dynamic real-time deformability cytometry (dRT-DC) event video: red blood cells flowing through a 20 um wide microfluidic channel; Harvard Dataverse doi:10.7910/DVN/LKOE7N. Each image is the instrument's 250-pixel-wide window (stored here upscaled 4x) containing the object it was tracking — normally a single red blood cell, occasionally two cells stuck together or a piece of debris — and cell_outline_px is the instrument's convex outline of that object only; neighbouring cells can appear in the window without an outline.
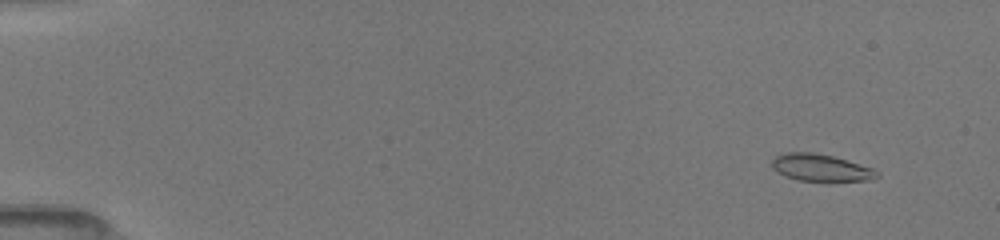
{"species": "common noctule bat (a hibernating species)", "species_latin": "Nyctalus noctula", "temperature_condition": "room temperature", "stored_images_in_passage": 52, "camera_frame_rate_fps": 3000, "um_per_image_px": 0.085, "animal": {"sex": "female", "body_mass_g": 19.5, "forearm_length_mm": 54.1}, "frame": {"image": 1, "passage_image": 5, "time_ms": 1.333, "image_size_px": [1000, 240], "cell_outline_px": [[880, 176], [872, 180], [828, 184], [796, 180], [784, 176], [776, 172], [772, 168], [772, 160], [776, 156], [784, 152], [816, 152], [832, 156], [872, 168], [880, 172]], "centroid_in_image_um": [69.79, 14.32], "position_along_channel_um": 15.2, "area_um2": 17.57}}
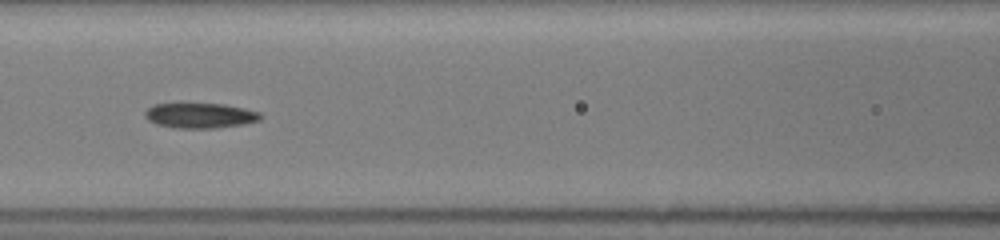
{"frame": {"image": 2, "passage_image": 25, "time_ms": 8.0, "image_size_px": [1000, 240], "cell_outline_px": [[264, 116], [260, 120], [244, 124], [216, 128], [176, 128], [156, 124], [148, 120], [144, 116], [144, 112], [152, 104], [180, 100], [224, 104], [244, 108], [260, 112]], "centroid_in_image_um": [16.95, 9.76], "position_along_channel_um": 149.6, "area_um2": 18.03}}
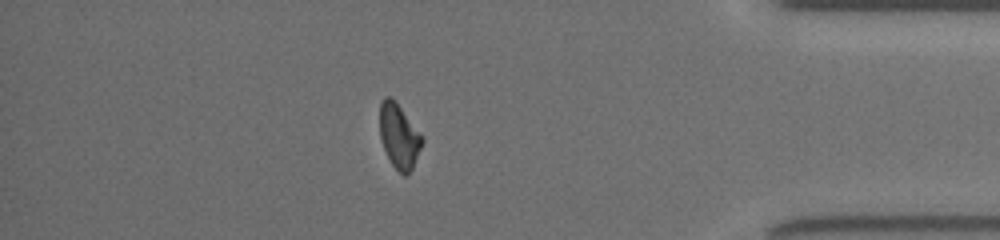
{"frame": {"image": 3, "passage_image": 46, "time_ms": 15.0, "image_size_px": [1000, 240], "cell_outline_px": [[424, 140], [412, 168], [404, 176], [392, 164], [380, 140], [380, 104], [384, 96], [388, 96], [396, 100], [424, 136]], "centroid_in_image_um": [33.93, 11.51], "position_along_channel_um": 401.3, "area_um2": 16.01}}